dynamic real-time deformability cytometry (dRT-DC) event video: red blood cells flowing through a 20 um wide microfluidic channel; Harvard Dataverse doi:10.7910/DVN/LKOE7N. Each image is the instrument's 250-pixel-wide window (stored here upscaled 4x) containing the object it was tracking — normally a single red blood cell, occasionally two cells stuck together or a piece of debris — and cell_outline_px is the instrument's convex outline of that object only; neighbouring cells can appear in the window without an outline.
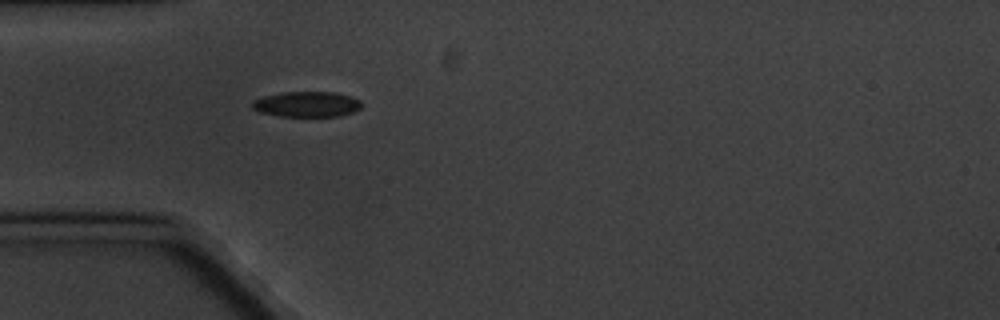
{"species": "common noctule bat (a hibernating species)", "species_latin": "Nyctalus noctula", "temperature_condition": "cold", "stored_images_in_passage": 2, "camera_frame_rate_fps": 3000, "um_per_image_px": 0.085, "animal": {"sex": "male", "body_mass_g": 20.1, "forearm_length_mm": 53.5}, "frame": {"image": 1, "passage_image": 2, "time_ms": 1.333, "image_size_px": [1000, 320], "cell_outline_px": [[360, 108], [352, 112], [340, 116], [280, 116], [260, 112], [252, 108], [252, 104], [256, 100], [264, 96], [280, 92], [336, 92], [352, 96], [360, 100]], "centroid_in_image_um": [26.1, 8.85], "position_along_channel_um": 58.9, "area_um2": 16.13}}